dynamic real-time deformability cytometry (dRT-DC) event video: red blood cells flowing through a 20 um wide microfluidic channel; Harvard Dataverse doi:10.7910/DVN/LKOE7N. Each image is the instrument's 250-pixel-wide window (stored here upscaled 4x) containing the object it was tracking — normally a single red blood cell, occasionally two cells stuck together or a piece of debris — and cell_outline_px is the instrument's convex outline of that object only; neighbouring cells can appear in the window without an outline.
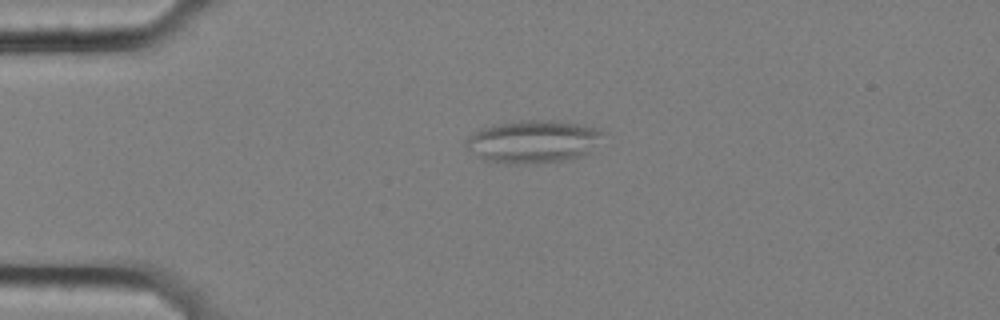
{"species": "common noctule bat (a hibernating species)", "species_latin": "Nyctalus noctula", "temperature_condition": "cold", "stored_images_in_passage": 45, "segment_of_instrument_passage": [1, 2], "camera_frame_rate_fps": 3000, "um_per_image_px": 0.085, "animal": {"sex": "female", "body_mass_g": 25.1}, "frame": {"image": 1, "passage_image": 1, "time_ms": 0.0, "image_size_px": [1000, 320], "cell_outline_px": [[604, 132], [588, 152], [580, 156], [560, 160], [516, 164], [512, 164], [484, 160], [468, 148], [464, 144], [468, 136], [472, 132], [480, 128], [492, 124], [520, 120], [552, 120], [600, 128]], "centroid_in_image_um": [45.24, 12.0], "position_along_channel_um": 39.8, "area_um2": 33.64}}